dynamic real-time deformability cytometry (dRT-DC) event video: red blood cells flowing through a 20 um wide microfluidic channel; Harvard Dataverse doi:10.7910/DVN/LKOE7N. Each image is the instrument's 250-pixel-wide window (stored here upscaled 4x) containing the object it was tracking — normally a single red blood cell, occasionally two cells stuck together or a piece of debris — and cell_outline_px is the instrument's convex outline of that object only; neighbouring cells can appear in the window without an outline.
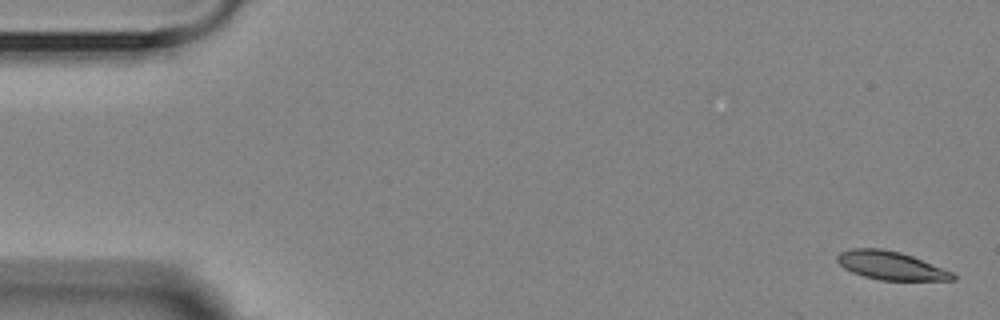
{"species": "Egyptian fruit bat (a non-hibernating species)", "species_latin": "Rousettus aegyptiacus", "temperature_condition": "room temperature", "stored_images_in_passage": 5, "camera_frame_rate_fps": 3000, "um_per_image_px": 0.085, "animal": {"sex": "female"}, "frame": {"image": 1, "passage_image": 1, "time_ms": 0.0, "image_size_px": [1000, 320], "cell_outline_px": [[956, 280], [880, 280], [864, 276], [852, 272], [844, 268], [836, 260], [836, 256], [840, 252], [852, 248], [880, 248], [900, 252], [912, 256], [956, 272]], "centroid_in_image_um": [75.76, 22.57], "position_along_channel_um": 9.2, "area_um2": 19.25}}
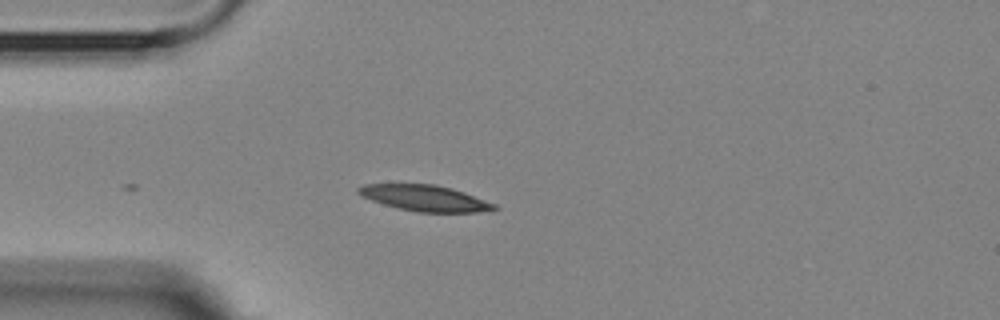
{"frame": {"image": 2, "passage_image": 5, "time_ms": 4.333, "image_size_px": [1000, 320], "cell_outline_px": [[496, 208], [476, 212], [416, 212], [396, 208], [360, 196], [356, 192], [356, 188], [364, 184], [436, 184], [452, 188], [464, 192], [496, 204]], "centroid_in_image_um": [36.05, 16.83], "position_along_channel_um": 48.9, "area_um2": 20.52}}